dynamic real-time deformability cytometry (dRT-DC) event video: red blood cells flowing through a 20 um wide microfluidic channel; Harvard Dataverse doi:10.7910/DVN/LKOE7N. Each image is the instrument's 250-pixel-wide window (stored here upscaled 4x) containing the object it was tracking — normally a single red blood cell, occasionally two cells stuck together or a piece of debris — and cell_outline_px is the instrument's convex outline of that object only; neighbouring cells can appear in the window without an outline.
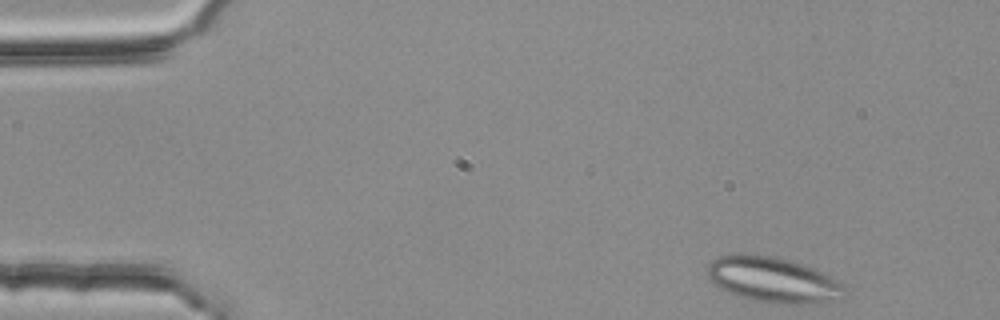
{"species": "common noctule bat (a hibernating species)", "species_latin": "Nyctalus noctula", "temperature_condition": "room temperature", "stored_images_in_passage": 3, "camera_frame_rate_fps": 3000, "um_per_image_px": 0.085, "animal": {"sex": "female", "body_mass_g": 25.1}, "frame": {"image": 1, "passage_image": 1, "time_ms": 0.0, "image_size_px": [1000, 320], "cell_outline_px": [[844, 300], [820, 304], [776, 304], [752, 300], [736, 296], [712, 284], [708, 280], [708, 264], [716, 256], [732, 252], [756, 252], [776, 256], [812, 268], [828, 276], [840, 284], [844, 288]], "centroid_in_image_um": [65.64, 23.77], "position_along_channel_um": 19.4, "area_um2": 37.34}}